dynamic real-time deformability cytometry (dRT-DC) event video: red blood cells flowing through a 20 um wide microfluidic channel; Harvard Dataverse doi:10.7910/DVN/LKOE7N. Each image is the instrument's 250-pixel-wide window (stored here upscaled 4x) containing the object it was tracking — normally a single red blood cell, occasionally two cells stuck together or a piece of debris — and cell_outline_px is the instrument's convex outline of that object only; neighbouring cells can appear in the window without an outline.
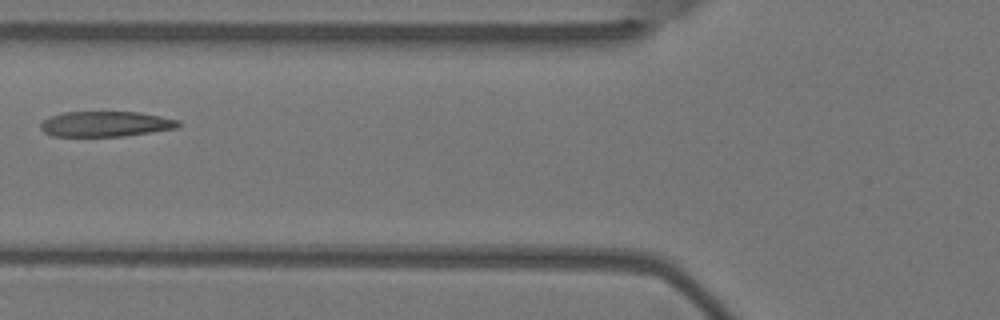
{"species": "Egyptian fruit bat (a non-hibernating species)", "species_latin": "Rousettus aegyptiacus", "temperature_condition": "warm", "stored_images_in_passage": 4, "camera_frame_rate_fps": 3000, "um_per_image_px": 0.085, "animal": {"sex": "female"}, "frame": {"image": 1, "passage_image": 4, "time_ms": 1.0, "image_size_px": [1000, 320], "cell_outline_px": [[180, 124], [176, 128], [124, 136], [52, 136], [44, 132], [40, 128], [40, 124], [48, 116], [64, 112], [140, 112], [180, 120]], "centroid_in_image_um": [8.95, 10.53], "position_along_channel_um": 116.8, "area_um2": 20.35}}